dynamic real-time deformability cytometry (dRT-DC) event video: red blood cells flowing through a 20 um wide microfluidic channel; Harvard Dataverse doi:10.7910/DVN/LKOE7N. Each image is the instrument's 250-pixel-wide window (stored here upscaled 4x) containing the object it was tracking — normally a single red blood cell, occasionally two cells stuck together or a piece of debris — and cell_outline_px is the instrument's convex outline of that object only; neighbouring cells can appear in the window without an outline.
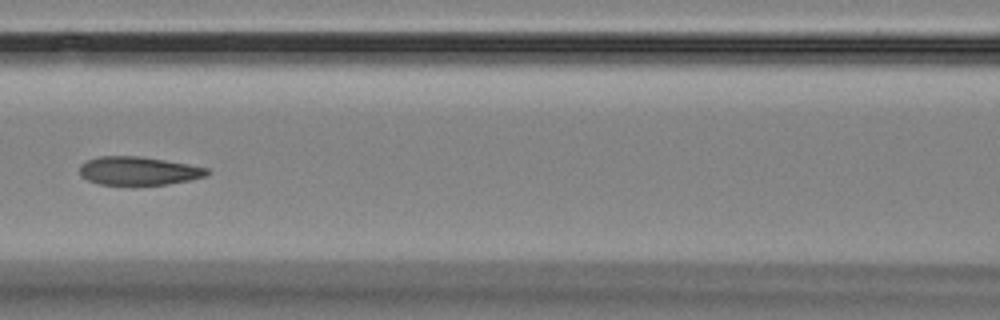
{"species": "Egyptian fruit bat (a non-hibernating species)", "species_latin": "Rousettus aegyptiacus", "temperature_condition": "room temperature", "stored_images_in_passage": 12, "camera_frame_rate_fps": 3000, "um_per_image_px": 0.085, "animal": {"sex": "female"}, "frame": {"image": 1, "passage_image": 3, "time_ms": 2.333, "image_size_px": [1000, 320], "cell_outline_px": [[212, 172], [204, 176], [188, 180], [168, 184], [132, 188], [100, 184], [88, 180], [80, 176], [80, 164], [88, 160], [100, 156], [140, 156], [188, 164], [208, 168]], "centroid_in_image_um": [11.75, 14.57], "position_along_channel_um": 154.9, "area_um2": 21.85}}
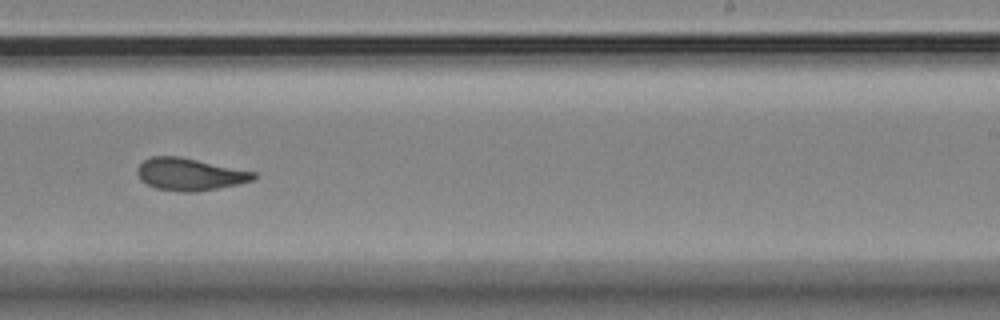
{"frame": {"image": 2, "passage_image": 6, "time_ms": 5.667, "image_size_px": [1000, 320], "cell_outline_px": [[256, 176], [252, 180], [236, 184], [196, 192], [180, 192], [156, 188], [140, 180], [136, 172], [136, 168], [144, 160], [152, 156], [180, 156], [256, 172]], "centroid_in_image_um": [16.09, 14.8], "position_along_channel_um": 272.9, "area_um2": 21.79}}
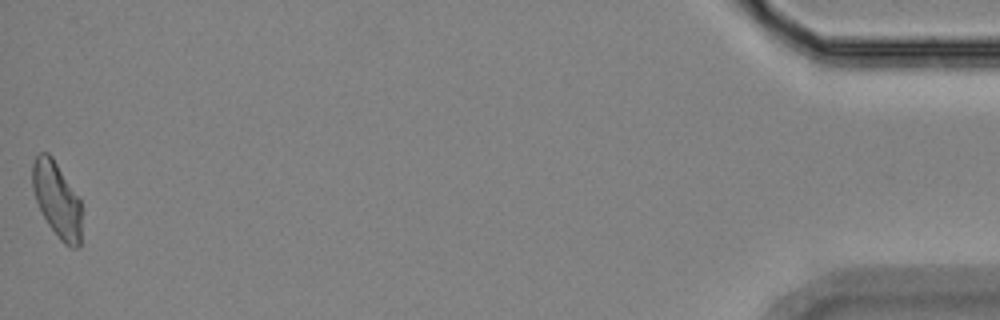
{"frame": {"image": 3, "passage_image": 12, "time_ms": 12.667, "image_size_px": [1000, 320], "cell_outline_px": [[80, 248], [72, 248], [64, 244], [60, 240], [48, 224], [36, 200], [32, 188], [32, 164], [36, 156], [40, 152], [48, 152], [52, 156], [80, 200]], "centroid_in_image_um": [4.82, 16.97], "position_along_channel_um": 430.4, "area_um2": 21.33}, "authors_computed_cell_mechanics": {"area_um2": 21.8195, "velocity_mm_per_s": 3.562, "shape_relaxation_time_tau1_ms": 4.0236, "shape_relaxation_time_tau2_ms": 1.9627, "deformation_change_tau1": 0.1133, "deformation_change_tau2": 0.069}}